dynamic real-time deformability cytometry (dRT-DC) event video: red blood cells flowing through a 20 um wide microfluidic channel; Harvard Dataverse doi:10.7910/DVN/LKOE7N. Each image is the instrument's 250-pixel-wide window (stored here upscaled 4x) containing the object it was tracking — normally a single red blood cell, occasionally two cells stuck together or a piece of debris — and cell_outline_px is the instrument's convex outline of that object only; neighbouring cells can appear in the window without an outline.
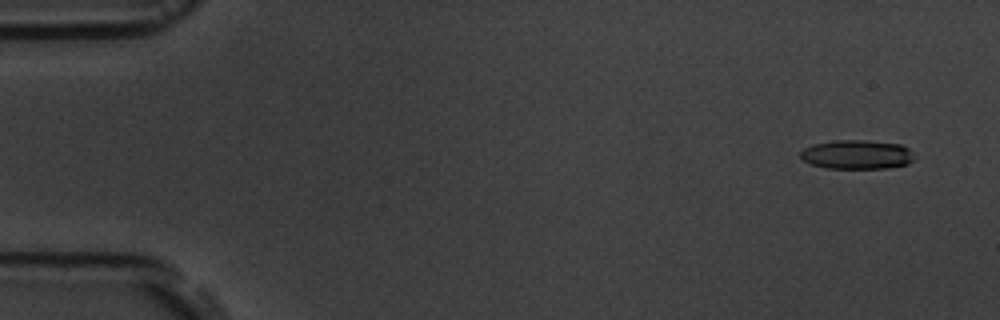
{"species": "common noctule bat (a hibernating species)", "species_latin": "Nyctalus noctula", "temperature_condition": "room temperature", "stored_images_in_passage": 6, "camera_frame_rate_fps": 3000, "um_per_image_px": 0.085, "animal": {"sex": "male", "body_mass_g": 19.5, "forearm_length_mm": 54.6}, "frame": {"image": 1, "passage_image": 1, "time_ms": 0.0, "image_size_px": [1000, 320], "cell_outline_px": [[912, 160], [908, 164], [888, 168], [828, 168], [812, 164], [804, 160], [800, 156], [800, 152], [804, 148], [812, 144], [836, 140], [868, 140], [900, 144], [908, 148], [912, 156]], "centroid_in_image_um": [72.82, 13.13], "position_along_channel_um": 12.2, "area_um2": 19.19}}